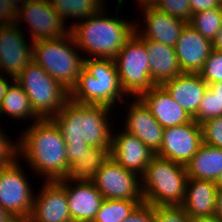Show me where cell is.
<instances>
[{
    "label": "cell",
    "instance_id": "cell-27",
    "mask_svg": "<svg viewBox=\"0 0 222 222\" xmlns=\"http://www.w3.org/2000/svg\"><path fill=\"white\" fill-rule=\"evenodd\" d=\"M49 2L63 21L69 17L82 20V18L96 15L105 7L102 5L103 0H49Z\"/></svg>",
    "mask_w": 222,
    "mask_h": 222
},
{
    "label": "cell",
    "instance_id": "cell-8",
    "mask_svg": "<svg viewBox=\"0 0 222 222\" xmlns=\"http://www.w3.org/2000/svg\"><path fill=\"white\" fill-rule=\"evenodd\" d=\"M124 93L139 97L155 85L149 71L145 41L134 32L113 59Z\"/></svg>",
    "mask_w": 222,
    "mask_h": 222
},
{
    "label": "cell",
    "instance_id": "cell-18",
    "mask_svg": "<svg viewBox=\"0 0 222 222\" xmlns=\"http://www.w3.org/2000/svg\"><path fill=\"white\" fill-rule=\"evenodd\" d=\"M59 182L66 191L71 219L77 222H92L103 201V196L94 183L92 181H75L74 187L71 184L74 181L68 178L59 180Z\"/></svg>",
    "mask_w": 222,
    "mask_h": 222
},
{
    "label": "cell",
    "instance_id": "cell-38",
    "mask_svg": "<svg viewBox=\"0 0 222 222\" xmlns=\"http://www.w3.org/2000/svg\"><path fill=\"white\" fill-rule=\"evenodd\" d=\"M192 15L205 10L222 7V0H190Z\"/></svg>",
    "mask_w": 222,
    "mask_h": 222
},
{
    "label": "cell",
    "instance_id": "cell-25",
    "mask_svg": "<svg viewBox=\"0 0 222 222\" xmlns=\"http://www.w3.org/2000/svg\"><path fill=\"white\" fill-rule=\"evenodd\" d=\"M110 149L90 146L80 159H76L68 169L67 177L73 181H92L96 172L109 158Z\"/></svg>",
    "mask_w": 222,
    "mask_h": 222
},
{
    "label": "cell",
    "instance_id": "cell-32",
    "mask_svg": "<svg viewBox=\"0 0 222 222\" xmlns=\"http://www.w3.org/2000/svg\"><path fill=\"white\" fill-rule=\"evenodd\" d=\"M201 78L208 84L222 81V52L212 49L209 57L198 72Z\"/></svg>",
    "mask_w": 222,
    "mask_h": 222
},
{
    "label": "cell",
    "instance_id": "cell-2",
    "mask_svg": "<svg viewBox=\"0 0 222 222\" xmlns=\"http://www.w3.org/2000/svg\"><path fill=\"white\" fill-rule=\"evenodd\" d=\"M111 110L108 106L79 104L69 99L52 120L59 127L66 145L111 150L112 132L107 120Z\"/></svg>",
    "mask_w": 222,
    "mask_h": 222
},
{
    "label": "cell",
    "instance_id": "cell-37",
    "mask_svg": "<svg viewBox=\"0 0 222 222\" xmlns=\"http://www.w3.org/2000/svg\"><path fill=\"white\" fill-rule=\"evenodd\" d=\"M16 10L5 0H0V26L15 24Z\"/></svg>",
    "mask_w": 222,
    "mask_h": 222
},
{
    "label": "cell",
    "instance_id": "cell-4",
    "mask_svg": "<svg viewBox=\"0 0 222 222\" xmlns=\"http://www.w3.org/2000/svg\"><path fill=\"white\" fill-rule=\"evenodd\" d=\"M125 95L113 59L89 58L83 60L79 80L70 91V99L79 104L104 105L124 103Z\"/></svg>",
    "mask_w": 222,
    "mask_h": 222
},
{
    "label": "cell",
    "instance_id": "cell-26",
    "mask_svg": "<svg viewBox=\"0 0 222 222\" xmlns=\"http://www.w3.org/2000/svg\"><path fill=\"white\" fill-rule=\"evenodd\" d=\"M8 115L13 119H35L40 118L31 107L30 100L22 87L14 80L8 87L5 96L0 103V115Z\"/></svg>",
    "mask_w": 222,
    "mask_h": 222
},
{
    "label": "cell",
    "instance_id": "cell-20",
    "mask_svg": "<svg viewBox=\"0 0 222 222\" xmlns=\"http://www.w3.org/2000/svg\"><path fill=\"white\" fill-rule=\"evenodd\" d=\"M139 98L164 129L184 125L193 120L191 115L172 99L161 85H155Z\"/></svg>",
    "mask_w": 222,
    "mask_h": 222
},
{
    "label": "cell",
    "instance_id": "cell-19",
    "mask_svg": "<svg viewBox=\"0 0 222 222\" xmlns=\"http://www.w3.org/2000/svg\"><path fill=\"white\" fill-rule=\"evenodd\" d=\"M211 50L212 42L187 23L175 45L181 71L198 73Z\"/></svg>",
    "mask_w": 222,
    "mask_h": 222
},
{
    "label": "cell",
    "instance_id": "cell-12",
    "mask_svg": "<svg viewBox=\"0 0 222 222\" xmlns=\"http://www.w3.org/2000/svg\"><path fill=\"white\" fill-rule=\"evenodd\" d=\"M202 143L201 125L192 120L164 129L162 145L155 155L186 166Z\"/></svg>",
    "mask_w": 222,
    "mask_h": 222
},
{
    "label": "cell",
    "instance_id": "cell-7",
    "mask_svg": "<svg viewBox=\"0 0 222 222\" xmlns=\"http://www.w3.org/2000/svg\"><path fill=\"white\" fill-rule=\"evenodd\" d=\"M40 119H52L70 99V92L33 60L15 78Z\"/></svg>",
    "mask_w": 222,
    "mask_h": 222
},
{
    "label": "cell",
    "instance_id": "cell-42",
    "mask_svg": "<svg viewBox=\"0 0 222 222\" xmlns=\"http://www.w3.org/2000/svg\"><path fill=\"white\" fill-rule=\"evenodd\" d=\"M10 86L6 78H3V75H0V103L3 97L6 94L8 87Z\"/></svg>",
    "mask_w": 222,
    "mask_h": 222
},
{
    "label": "cell",
    "instance_id": "cell-49",
    "mask_svg": "<svg viewBox=\"0 0 222 222\" xmlns=\"http://www.w3.org/2000/svg\"><path fill=\"white\" fill-rule=\"evenodd\" d=\"M154 0H138L139 5L152 4Z\"/></svg>",
    "mask_w": 222,
    "mask_h": 222
},
{
    "label": "cell",
    "instance_id": "cell-44",
    "mask_svg": "<svg viewBox=\"0 0 222 222\" xmlns=\"http://www.w3.org/2000/svg\"><path fill=\"white\" fill-rule=\"evenodd\" d=\"M222 99V81L208 85Z\"/></svg>",
    "mask_w": 222,
    "mask_h": 222
},
{
    "label": "cell",
    "instance_id": "cell-14",
    "mask_svg": "<svg viewBox=\"0 0 222 222\" xmlns=\"http://www.w3.org/2000/svg\"><path fill=\"white\" fill-rule=\"evenodd\" d=\"M39 196L33 199L31 222H68L71 214L66 191L59 181H46Z\"/></svg>",
    "mask_w": 222,
    "mask_h": 222
},
{
    "label": "cell",
    "instance_id": "cell-1",
    "mask_svg": "<svg viewBox=\"0 0 222 222\" xmlns=\"http://www.w3.org/2000/svg\"><path fill=\"white\" fill-rule=\"evenodd\" d=\"M29 126L19 139V156L22 154L46 181L66 179L69 165L66 143L59 127L52 119H40Z\"/></svg>",
    "mask_w": 222,
    "mask_h": 222
},
{
    "label": "cell",
    "instance_id": "cell-34",
    "mask_svg": "<svg viewBox=\"0 0 222 222\" xmlns=\"http://www.w3.org/2000/svg\"><path fill=\"white\" fill-rule=\"evenodd\" d=\"M154 222H190L180 206L154 207Z\"/></svg>",
    "mask_w": 222,
    "mask_h": 222
},
{
    "label": "cell",
    "instance_id": "cell-23",
    "mask_svg": "<svg viewBox=\"0 0 222 222\" xmlns=\"http://www.w3.org/2000/svg\"><path fill=\"white\" fill-rule=\"evenodd\" d=\"M144 41L149 59L150 77L154 85H162L182 73L175 47L153 40Z\"/></svg>",
    "mask_w": 222,
    "mask_h": 222
},
{
    "label": "cell",
    "instance_id": "cell-33",
    "mask_svg": "<svg viewBox=\"0 0 222 222\" xmlns=\"http://www.w3.org/2000/svg\"><path fill=\"white\" fill-rule=\"evenodd\" d=\"M203 142L222 149V115L201 124Z\"/></svg>",
    "mask_w": 222,
    "mask_h": 222
},
{
    "label": "cell",
    "instance_id": "cell-46",
    "mask_svg": "<svg viewBox=\"0 0 222 222\" xmlns=\"http://www.w3.org/2000/svg\"><path fill=\"white\" fill-rule=\"evenodd\" d=\"M12 216L0 206V222H7Z\"/></svg>",
    "mask_w": 222,
    "mask_h": 222
},
{
    "label": "cell",
    "instance_id": "cell-47",
    "mask_svg": "<svg viewBox=\"0 0 222 222\" xmlns=\"http://www.w3.org/2000/svg\"><path fill=\"white\" fill-rule=\"evenodd\" d=\"M7 222H31L28 217H12Z\"/></svg>",
    "mask_w": 222,
    "mask_h": 222
},
{
    "label": "cell",
    "instance_id": "cell-10",
    "mask_svg": "<svg viewBox=\"0 0 222 222\" xmlns=\"http://www.w3.org/2000/svg\"><path fill=\"white\" fill-rule=\"evenodd\" d=\"M18 160L0 168V206L12 217H30L34 193Z\"/></svg>",
    "mask_w": 222,
    "mask_h": 222
},
{
    "label": "cell",
    "instance_id": "cell-31",
    "mask_svg": "<svg viewBox=\"0 0 222 222\" xmlns=\"http://www.w3.org/2000/svg\"><path fill=\"white\" fill-rule=\"evenodd\" d=\"M157 10L189 23L192 18L190 0H154Z\"/></svg>",
    "mask_w": 222,
    "mask_h": 222
},
{
    "label": "cell",
    "instance_id": "cell-13",
    "mask_svg": "<svg viewBox=\"0 0 222 222\" xmlns=\"http://www.w3.org/2000/svg\"><path fill=\"white\" fill-rule=\"evenodd\" d=\"M20 29L17 24L0 26V71L12 82L33 60V42L28 46Z\"/></svg>",
    "mask_w": 222,
    "mask_h": 222
},
{
    "label": "cell",
    "instance_id": "cell-16",
    "mask_svg": "<svg viewBox=\"0 0 222 222\" xmlns=\"http://www.w3.org/2000/svg\"><path fill=\"white\" fill-rule=\"evenodd\" d=\"M154 156L155 153L138 137L125 130L115 135L112 132L110 157L127 170L139 173L141 177Z\"/></svg>",
    "mask_w": 222,
    "mask_h": 222
},
{
    "label": "cell",
    "instance_id": "cell-30",
    "mask_svg": "<svg viewBox=\"0 0 222 222\" xmlns=\"http://www.w3.org/2000/svg\"><path fill=\"white\" fill-rule=\"evenodd\" d=\"M222 115V99L208 86L193 120L202 124Z\"/></svg>",
    "mask_w": 222,
    "mask_h": 222
},
{
    "label": "cell",
    "instance_id": "cell-11",
    "mask_svg": "<svg viewBox=\"0 0 222 222\" xmlns=\"http://www.w3.org/2000/svg\"><path fill=\"white\" fill-rule=\"evenodd\" d=\"M28 22L31 41L61 38L70 33L59 13L49 0H28L16 11L15 24L20 20Z\"/></svg>",
    "mask_w": 222,
    "mask_h": 222
},
{
    "label": "cell",
    "instance_id": "cell-15",
    "mask_svg": "<svg viewBox=\"0 0 222 222\" xmlns=\"http://www.w3.org/2000/svg\"><path fill=\"white\" fill-rule=\"evenodd\" d=\"M141 6L143 7V19L146 26L144 31H139V24H135V32H138L137 34L143 40H153L170 47H175L187 22L161 12L151 4Z\"/></svg>",
    "mask_w": 222,
    "mask_h": 222
},
{
    "label": "cell",
    "instance_id": "cell-28",
    "mask_svg": "<svg viewBox=\"0 0 222 222\" xmlns=\"http://www.w3.org/2000/svg\"><path fill=\"white\" fill-rule=\"evenodd\" d=\"M144 201L103 199L92 222H123Z\"/></svg>",
    "mask_w": 222,
    "mask_h": 222
},
{
    "label": "cell",
    "instance_id": "cell-9",
    "mask_svg": "<svg viewBox=\"0 0 222 222\" xmlns=\"http://www.w3.org/2000/svg\"><path fill=\"white\" fill-rule=\"evenodd\" d=\"M138 177L139 174L127 170L109 156L92 182L103 199L143 201L141 177Z\"/></svg>",
    "mask_w": 222,
    "mask_h": 222
},
{
    "label": "cell",
    "instance_id": "cell-43",
    "mask_svg": "<svg viewBox=\"0 0 222 222\" xmlns=\"http://www.w3.org/2000/svg\"><path fill=\"white\" fill-rule=\"evenodd\" d=\"M190 222H220L216 217H190Z\"/></svg>",
    "mask_w": 222,
    "mask_h": 222
},
{
    "label": "cell",
    "instance_id": "cell-35",
    "mask_svg": "<svg viewBox=\"0 0 222 222\" xmlns=\"http://www.w3.org/2000/svg\"><path fill=\"white\" fill-rule=\"evenodd\" d=\"M18 146V143L15 144L10 141L6 134L0 130V168L9 166L17 160L19 155Z\"/></svg>",
    "mask_w": 222,
    "mask_h": 222
},
{
    "label": "cell",
    "instance_id": "cell-48",
    "mask_svg": "<svg viewBox=\"0 0 222 222\" xmlns=\"http://www.w3.org/2000/svg\"><path fill=\"white\" fill-rule=\"evenodd\" d=\"M215 184L218 189H222V173L218 176L217 180L215 181Z\"/></svg>",
    "mask_w": 222,
    "mask_h": 222
},
{
    "label": "cell",
    "instance_id": "cell-41",
    "mask_svg": "<svg viewBox=\"0 0 222 222\" xmlns=\"http://www.w3.org/2000/svg\"><path fill=\"white\" fill-rule=\"evenodd\" d=\"M212 49L222 52V26L212 42Z\"/></svg>",
    "mask_w": 222,
    "mask_h": 222
},
{
    "label": "cell",
    "instance_id": "cell-40",
    "mask_svg": "<svg viewBox=\"0 0 222 222\" xmlns=\"http://www.w3.org/2000/svg\"><path fill=\"white\" fill-rule=\"evenodd\" d=\"M214 217L222 222V189H217Z\"/></svg>",
    "mask_w": 222,
    "mask_h": 222
},
{
    "label": "cell",
    "instance_id": "cell-39",
    "mask_svg": "<svg viewBox=\"0 0 222 222\" xmlns=\"http://www.w3.org/2000/svg\"><path fill=\"white\" fill-rule=\"evenodd\" d=\"M89 147V145H66L67 164L70 166L76 159H80Z\"/></svg>",
    "mask_w": 222,
    "mask_h": 222
},
{
    "label": "cell",
    "instance_id": "cell-45",
    "mask_svg": "<svg viewBox=\"0 0 222 222\" xmlns=\"http://www.w3.org/2000/svg\"><path fill=\"white\" fill-rule=\"evenodd\" d=\"M8 4H10L16 11L20 6H23L28 0H5ZM22 4V5H19Z\"/></svg>",
    "mask_w": 222,
    "mask_h": 222
},
{
    "label": "cell",
    "instance_id": "cell-22",
    "mask_svg": "<svg viewBox=\"0 0 222 222\" xmlns=\"http://www.w3.org/2000/svg\"><path fill=\"white\" fill-rule=\"evenodd\" d=\"M217 186L212 180L188 178L180 206L189 217H214Z\"/></svg>",
    "mask_w": 222,
    "mask_h": 222
},
{
    "label": "cell",
    "instance_id": "cell-24",
    "mask_svg": "<svg viewBox=\"0 0 222 222\" xmlns=\"http://www.w3.org/2000/svg\"><path fill=\"white\" fill-rule=\"evenodd\" d=\"M185 167L188 178L215 182L222 173V149L203 142Z\"/></svg>",
    "mask_w": 222,
    "mask_h": 222
},
{
    "label": "cell",
    "instance_id": "cell-5",
    "mask_svg": "<svg viewBox=\"0 0 222 222\" xmlns=\"http://www.w3.org/2000/svg\"><path fill=\"white\" fill-rule=\"evenodd\" d=\"M187 179L184 165L155 155L141 176L144 203L153 207L181 206Z\"/></svg>",
    "mask_w": 222,
    "mask_h": 222
},
{
    "label": "cell",
    "instance_id": "cell-21",
    "mask_svg": "<svg viewBox=\"0 0 222 222\" xmlns=\"http://www.w3.org/2000/svg\"><path fill=\"white\" fill-rule=\"evenodd\" d=\"M161 86L193 118L197 114L208 84L199 73L182 72Z\"/></svg>",
    "mask_w": 222,
    "mask_h": 222
},
{
    "label": "cell",
    "instance_id": "cell-3",
    "mask_svg": "<svg viewBox=\"0 0 222 222\" xmlns=\"http://www.w3.org/2000/svg\"><path fill=\"white\" fill-rule=\"evenodd\" d=\"M105 8L68 27L76 47L93 56L91 58L114 59L135 32L134 23L106 16Z\"/></svg>",
    "mask_w": 222,
    "mask_h": 222
},
{
    "label": "cell",
    "instance_id": "cell-6",
    "mask_svg": "<svg viewBox=\"0 0 222 222\" xmlns=\"http://www.w3.org/2000/svg\"><path fill=\"white\" fill-rule=\"evenodd\" d=\"M75 45L71 33L33 42V61L69 92L77 84L83 68L84 57L76 52Z\"/></svg>",
    "mask_w": 222,
    "mask_h": 222
},
{
    "label": "cell",
    "instance_id": "cell-17",
    "mask_svg": "<svg viewBox=\"0 0 222 222\" xmlns=\"http://www.w3.org/2000/svg\"><path fill=\"white\" fill-rule=\"evenodd\" d=\"M124 130L129 134L138 137L155 154L159 151L164 128L153 117L149 108L139 98L130 104Z\"/></svg>",
    "mask_w": 222,
    "mask_h": 222
},
{
    "label": "cell",
    "instance_id": "cell-29",
    "mask_svg": "<svg viewBox=\"0 0 222 222\" xmlns=\"http://www.w3.org/2000/svg\"><path fill=\"white\" fill-rule=\"evenodd\" d=\"M189 24L213 42L222 26V7L193 14Z\"/></svg>",
    "mask_w": 222,
    "mask_h": 222
},
{
    "label": "cell",
    "instance_id": "cell-36",
    "mask_svg": "<svg viewBox=\"0 0 222 222\" xmlns=\"http://www.w3.org/2000/svg\"><path fill=\"white\" fill-rule=\"evenodd\" d=\"M123 222H154V207L142 203Z\"/></svg>",
    "mask_w": 222,
    "mask_h": 222
}]
</instances>
